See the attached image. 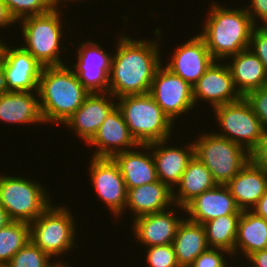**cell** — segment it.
I'll list each match as a JSON object with an SVG mask.
<instances>
[{"mask_svg":"<svg viewBox=\"0 0 267 267\" xmlns=\"http://www.w3.org/2000/svg\"><path fill=\"white\" fill-rule=\"evenodd\" d=\"M127 36L118 37L112 57L108 92L114 100L149 93L154 75L162 65L158 41L161 38L147 41Z\"/></svg>","mask_w":267,"mask_h":267,"instance_id":"6da1fadb","label":"cell"},{"mask_svg":"<svg viewBox=\"0 0 267 267\" xmlns=\"http://www.w3.org/2000/svg\"><path fill=\"white\" fill-rule=\"evenodd\" d=\"M209 12L199 35L215 61H223L249 49L256 25L244 7L231 9L213 2Z\"/></svg>","mask_w":267,"mask_h":267,"instance_id":"7a4b0ae2","label":"cell"},{"mask_svg":"<svg viewBox=\"0 0 267 267\" xmlns=\"http://www.w3.org/2000/svg\"><path fill=\"white\" fill-rule=\"evenodd\" d=\"M37 92L43 121L53 124H64L90 94L67 65L43 67Z\"/></svg>","mask_w":267,"mask_h":267,"instance_id":"3957f363","label":"cell"},{"mask_svg":"<svg viewBox=\"0 0 267 267\" xmlns=\"http://www.w3.org/2000/svg\"><path fill=\"white\" fill-rule=\"evenodd\" d=\"M115 102L139 145L170 139L174 123L149 93L123 96Z\"/></svg>","mask_w":267,"mask_h":267,"instance_id":"277c9868","label":"cell"},{"mask_svg":"<svg viewBox=\"0 0 267 267\" xmlns=\"http://www.w3.org/2000/svg\"><path fill=\"white\" fill-rule=\"evenodd\" d=\"M59 10V11H58ZM59 9H52L45 14L25 17L20 20L24 45L27 50L43 67L62 66L65 63L59 57L63 39V22ZM62 39V40H61ZM64 48V49H62Z\"/></svg>","mask_w":267,"mask_h":267,"instance_id":"5b68a950","label":"cell"},{"mask_svg":"<svg viewBox=\"0 0 267 267\" xmlns=\"http://www.w3.org/2000/svg\"><path fill=\"white\" fill-rule=\"evenodd\" d=\"M198 137L193 141L194 156L211 172L218 185H226L250 160L245 148L215 131Z\"/></svg>","mask_w":267,"mask_h":267,"instance_id":"8992f818","label":"cell"},{"mask_svg":"<svg viewBox=\"0 0 267 267\" xmlns=\"http://www.w3.org/2000/svg\"><path fill=\"white\" fill-rule=\"evenodd\" d=\"M44 186L24 177L0 175V205L13 221L31 223L51 204Z\"/></svg>","mask_w":267,"mask_h":267,"instance_id":"52a82bcc","label":"cell"},{"mask_svg":"<svg viewBox=\"0 0 267 267\" xmlns=\"http://www.w3.org/2000/svg\"><path fill=\"white\" fill-rule=\"evenodd\" d=\"M69 209L51 204L37 219L29 223L30 240L50 258L65 255L75 246L76 223Z\"/></svg>","mask_w":267,"mask_h":267,"instance_id":"ba28073f","label":"cell"},{"mask_svg":"<svg viewBox=\"0 0 267 267\" xmlns=\"http://www.w3.org/2000/svg\"><path fill=\"white\" fill-rule=\"evenodd\" d=\"M213 112L220 126V132L216 134L242 146L249 153L263 138V126L244 97L232 103L216 106Z\"/></svg>","mask_w":267,"mask_h":267,"instance_id":"9c48e42d","label":"cell"},{"mask_svg":"<svg viewBox=\"0 0 267 267\" xmlns=\"http://www.w3.org/2000/svg\"><path fill=\"white\" fill-rule=\"evenodd\" d=\"M2 90L38 91L43 66L22 46H8L0 41Z\"/></svg>","mask_w":267,"mask_h":267,"instance_id":"30bf717a","label":"cell"},{"mask_svg":"<svg viewBox=\"0 0 267 267\" xmlns=\"http://www.w3.org/2000/svg\"><path fill=\"white\" fill-rule=\"evenodd\" d=\"M149 94L173 123L174 119L185 115V112L189 113L195 105L192 85L163 64L154 75Z\"/></svg>","mask_w":267,"mask_h":267,"instance_id":"8fae6325","label":"cell"},{"mask_svg":"<svg viewBox=\"0 0 267 267\" xmlns=\"http://www.w3.org/2000/svg\"><path fill=\"white\" fill-rule=\"evenodd\" d=\"M103 49L95 41L88 40V42L79 43L78 61L70 67L90 93H104L109 89L113 55Z\"/></svg>","mask_w":267,"mask_h":267,"instance_id":"7c38bea8","label":"cell"},{"mask_svg":"<svg viewBox=\"0 0 267 267\" xmlns=\"http://www.w3.org/2000/svg\"><path fill=\"white\" fill-rule=\"evenodd\" d=\"M89 174L98 197L118 217L125 212L127 188L118 164L113 158L92 157Z\"/></svg>","mask_w":267,"mask_h":267,"instance_id":"4fadbf2b","label":"cell"},{"mask_svg":"<svg viewBox=\"0 0 267 267\" xmlns=\"http://www.w3.org/2000/svg\"><path fill=\"white\" fill-rule=\"evenodd\" d=\"M218 62L214 61L204 75L192 86L195 105L197 101L203 100L204 102L205 100L214 108L242 98L234 85L227 63Z\"/></svg>","mask_w":267,"mask_h":267,"instance_id":"5bb4252c","label":"cell"},{"mask_svg":"<svg viewBox=\"0 0 267 267\" xmlns=\"http://www.w3.org/2000/svg\"><path fill=\"white\" fill-rule=\"evenodd\" d=\"M172 55L169 63H165V67L192 86L215 61L199 34L175 48Z\"/></svg>","mask_w":267,"mask_h":267,"instance_id":"9a60e30c","label":"cell"},{"mask_svg":"<svg viewBox=\"0 0 267 267\" xmlns=\"http://www.w3.org/2000/svg\"><path fill=\"white\" fill-rule=\"evenodd\" d=\"M87 145L97 148V150L93 151L94 153L91 157L109 158L119 152L139 147L117 105L109 112Z\"/></svg>","mask_w":267,"mask_h":267,"instance_id":"2e32d148","label":"cell"},{"mask_svg":"<svg viewBox=\"0 0 267 267\" xmlns=\"http://www.w3.org/2000/svg\"><path fill=\"white\" fill-rule=\"evenodd\" d=\"M111 97L114 96L109 92L90 93L64 124L85 141V144L88 143L109 112L117 105Z\"/></svg>","mask_w":267,"mask_h":267,"instance_id":"e0dca14e","label":"cell"},{"mask_svg":"<svg viewBox=\"0 0 267 267\" xmlns=\"http://www.w3.org/2000/svg\"><path fill=\"white\" fill-rule=\"evenodd\" d=\"M178 209L146 214L133 219V235L145 247L172 244L183 218L176 217ZM175 211V212H174Z\"/></svg>","mask_w":267,"mask_h":267,"instance_id":"ac0fdd59","label":"cell"},{"mask_svg":"<svg viewBox=\"0 0 267 267\" xmlns=\"http://www.w3.org/2000/svg\"><path fill=\"white\" fill-rule=\"evenodd\" d=\"M170 140H160L148 145L155 162L158 180L173 190L194 156V144L193 142L187 143L185 148H181L167 145Z\"/></svg>","mask_w":267,"mask_h":267,"instance_id":"d6986e66","label":"cell"},{"mask_svg":"<svg viewBox=\"0 0 267 267\" xmlns=\"http://www.w3.org/2000/svg\"><path fill=\"white\" fill-rule=\"evenodd\" d=\"M185 212L188 220L199 224L220 216L242 213L226 185H217L196 196L185 206Z\"/></svg>","mask_w":267,"mask_h":267,"instance_id":"ffe728a7","label":"cell"},{"mask_svg":"<svg viewBox=\"0 0 267 267\" xmlns=\"http://www.w3.org/2000/svg\"><path fill=\"white\" fill-rule=\"evenodd\" d=\"M226 186L241 211L252 210L267 192V173L249 160Z\"/></svg>","mask_w":267,"mask_h":267,"instance_id":"44dd1931","label":"cell"},{"mask_svg":"<svg viewBox=\"0 0 267 267\" xmlns=\"http://www.w3.org/2000/svg\"><path fill=\"white\" fill-rule=\"evenodd\" d=\"M139 147L144 152L136 151V149H139L137 147L135 150L119 152L112 157L119 166L127 190L158 180L150 146L139 145Z\"/></svg>","mask_w":267,"mask_h":267,"instance_id":"7402d4cb","label":"cell"},{"mask_svg":"<svg viewBox=\"0 0 267 267\" xmlns=\"http://www.w3.org/2000/svg\"><path fill=\"white\" fill-rule=\"evenodd\" d=\"M174 205L173 190L160 180L127 190L125 209L129 208L134 219L170 209Z\"/></svg>","mask_w":267,"mask_h":267,"instance_id":"603a6c76","label":"cell"},{"mask_svg":"<svg viewBox=\"0 0 267 267\" xmlns=\"http://www.w3.org/2000/svg\"><path fill=\"white\" fill-rule=\"evenodd\" d=\"M37 91L0 92V121L4 123H43Z\"/></svg>","mask_w":267,"mask_h":267,"instance_id":"cb8c5ba5","label":"cell"},{"mask_svg":"<svg viewBox=\"0 0 267 267\" xmlns=\"http://www.w3.org/2000/svg\"><path fill=\"white\" fill-rule=\"evenodd\" d=\"M230 68L234 85L240 95L245 97L249 92L265 87L267 73L263 63L250 49L231 56Z\"/></svg>","mask_w":267,"mask_h":267,"instance_id":"d4e9b609","label":"cell"},{"mask_svg":"<svg viewBox=\"0 0 267 267\" xmlns=\"http://www.w3.org/2000/svg\"><path fill=\"white\" fill-rule=\"evenodd\" d=\"M217 185L211 172L197 157L193 156L176 185L178 190L176 188L175 191L173 190L174 207H178L185 213V206L191 200Z\"/></svg>","mask_w":267,"mask_h":267,"instance_id":"484cf974","label":"cell"},{"mask_svg":"<svg viewBox=\"0 0 267 267\" xmlns=\"http://www.w3.org/2000/svg\"><path fill=\"white\" fill-rule=\"evenodd\" d=\"M172 245L180 267H189L202 252L210 248L203 224L187 218L179 224Z\"/></svg>","mask_w":267,"mask_h":267,"instance_id":"4316f807","label":"cell"},{"mask_svg":"<svg viewBox=\"0 0 267 267\" xmlns=\"http://www.w3.org/2000/svg\"><path fill=\"white\" fill-rule=\"evenodd\" d=\"M267 248V220L252 210L242 211L238 221L237 237L232 256L241 252L247 258L256 251ZM240 250V252H239Z\"/></svg>","mask_w":267,"mask_h":267,"instance_id":"83f0119b","label":"cell"},{"mask_svg":"<svg viewBox=\"0 0 267 267\" xmlns=\"http://www.w3.org/2000/svg\"><path fill=\"white\" fill-rule=\"evenodd\" d=\"M241 215H224L203 224L210 248L234 252L238 221Z\"/></svg>","mask_w":267,"mask_h":267,"instance_id":"f1b7e54d","label":"cell"},{"mask_svg":"<svg viewBox=\"0 0 267 267\" xmlns=\"http://www.w3.org/2000/svg\"><path fill=\"white\" fill-rule=\"evenodd\" d=\"M30 240V225L24 221H12L0 229V267H4L12 257Z\"/></svg>","mask_w":267,"mask_h":267,"instance_id":"f546056e","label":"cell"},{"mask_svg":"<svg viewBox=\"0 0 267 267\" xmlns=\"http://www.w3.org/2000/svg\"><path fill=\"white\" fill-rule=\"evenodd\" d=\"M50 260L44 251L29 240L4 267H57L58 265H66L62 258L55 262Z\"/></svg>","mask_w":267,"mask_h":267,"instance_id":"4dcf8cb0","label":"cell"},{"mask_svg":"<svg viewBox=\"0 0 267 267\" xmlns=\"http://www.w3.org/2000/svg\"><path fill=\"white\" fill-rule=\"evenodd\" d=\"M9 11V14L17 23L19 20L45 14L52 10L47 0H3Z\"/></svg>","mask_w":267,"mask_h":267,"instance_id":"1f68e13d","label":"cell"},{"mask_svg":"<svg viewBox=\"0 0 267 267\" xmlns=\"http://www.w3.org/2000/svg\"><path fill=\"white\" fill-rule=\"evenodd\" d=\"M146 253L147 267H180L172 244L147 247Z\"/></svg>","mask_w":267,"mask_h":267,"instance_id":"d6a6232c","label":"cell"},{"mask_svg":"<svg viewBox=\"0 0 267 267\" xmlns=\"http://www.w3.org/2000/svg\"><path fill=\"white\" fill-rule=\"evenodd\" d=\"M225 253L228 257H233L225 249L209 248L202 252L189 267H228V262L225 260L227 258L224 257Z\"/></svg>","mask_w":267,"mask_h":267,"instance_id":"836d02e7","label":"cell"},{"mask_svg":"<svg viewBox=\"0 0 267 267\" xmlns=\"http://www.w3.org/2000/svg\"><path fill=\"white\" fill-rule=\"evenodd\" d=\"M251 105L255 115L259 118L265 132H267V88L262 87L249 92L244 97Z\"/></svg>","mask_w":267,"mask_h":267,"instance_id":"e575fe53","label":"cell"},{"mask_svg":"<svg viewBox=\"0 0 267 267\" xmlns=\"http://www.w3.org/2000/svg\"><path fill=\"white\" fill-rule=\"evenodd\" d=\"M249 49L256 54V56L263 63L267 73V27L263 25H256L252 31Z\"/></svg>","mask_w":267,"mask_h":267,"instance_id":"d590c367","label":"cell"},{"mask_svg":"<svg viewBox=\"0 0 267 267\" xmlns=\"http://www.w3.org/2000/svg\"><path fill=\"white\" fill-rule=\"evenodd\" d=\"M250 160L267 173V132L257 146L250 152Z\"/></svg>","mask_w":267,"mask_h":267,"instance_id":"8d00e7d4","label":"cell"},{"mask_svg":"<svg viewBox=\"0 0 267 267\" xmlns=\"http://www.w3.org/2000/svg\"><path fill=\"white\" fill-rule=\"evenodd\" d=\"M251 4L249 7H245L247 13L249 14L250 18L252 19L253 23L256 25L258 21L261 20L263 26L267 24V0H250ZM256 17L258 19H256Z\"/></svg>","mask_w":267,"mask_h":267,"instance_id":"74e56055","label":"cell"},{"mask_svg":"<svg viewBox=\"0 0 267 267\" xmlns=\"http://www.w3.org/2000/svg\"><path fill=\"white\" fill-rule=\"evenodd\" d=\"M246 259L251 267H267V248L253 252Z\"/></svg>","mask_w":267,"mask_h":267,"instance_id":"f35d334b","label":"cell"},{"mask_svg":"<svg viewBox=\"0 0 267 267\" xmlns=\"http://www.w3.org/2000/svg\"><path fill=\"white\" fill-rule=\"evenodd\" d=\"M14 23H16L14 21V19L11 17V15L9 14V11L6 7V4L4 3L3 0H0V29L7 28V27H11ZM2 39L0 38V41Z\"/></svg>","mask_w":267,"mask_h":267,"instance_id":"ab89813d","label":"cell"},{"mask_svg":"<svg viewBox=\"0 0 267 267\" xmlns=\"http://www.w3.org/2000/svg\"><path fill=\"white\" fill-rule=\"evenodd\" d=\"M252 211L267 220V192L259 199Z\"/></svg>","mask_w":267,"mask_h":267,"instance_id":"60d3db41","label":"cell"},{"mask_svg":"<svg viewBox=\"0 0 267 267\" xmlns=\"http://www.w3.org/2000/svg\"><path fill=\"white\" fill-rule=\"evenodd\" d=\"M12 221L13 220L9 217L8 212L0 205V229Z\"/></svg>","mask_w":267,"mask_h":267,"instance_id":"b9f144b4","label":"cell"},{"mask_svg":"<svg viewBox=\"0 0 267 267\" xmlns=\"http://www.w3.org/2000/svg\"><path fill=\"white\" fill-rule=\"evenodd\" d=\"M48 1V3L50 4V6H51V8L52 9H59V5H60V3L63 1L64 3L66 2L65 0H47ZM68 1H71V0H67V2ZM72 1H82V0H72Z\"/></svg>","mask_w":267,"mask_h":267,"instance_id":"7bdbcfd3","label":"cell"},{"mask_svg":"<svg viewBox=\"0 0 267 267\" xmlns=\"http://www.w3.org/2000/svg\"><path fill=\"white\" fill-rule=\"evenodd\" d=\"M2 91L1 63H0V92Z\"/></svg>","mask_w":267,"mask_h":267,"instance_id":"ee69618b","label":"cell"},{"mask_svg":"<svg viewBox=\"0 0 267 267\" xmlns=\"http://www.w3.org/2000/svg\"><path fill=\"white\" fill-rule=\"evenodd\" d=\"M57 267H69L68 263L66 265H58Z\"/></svg>","mask_w":267,"mask_h":267,"instance_id":"f6af8a7d","label":"cell"}]
</instances>
